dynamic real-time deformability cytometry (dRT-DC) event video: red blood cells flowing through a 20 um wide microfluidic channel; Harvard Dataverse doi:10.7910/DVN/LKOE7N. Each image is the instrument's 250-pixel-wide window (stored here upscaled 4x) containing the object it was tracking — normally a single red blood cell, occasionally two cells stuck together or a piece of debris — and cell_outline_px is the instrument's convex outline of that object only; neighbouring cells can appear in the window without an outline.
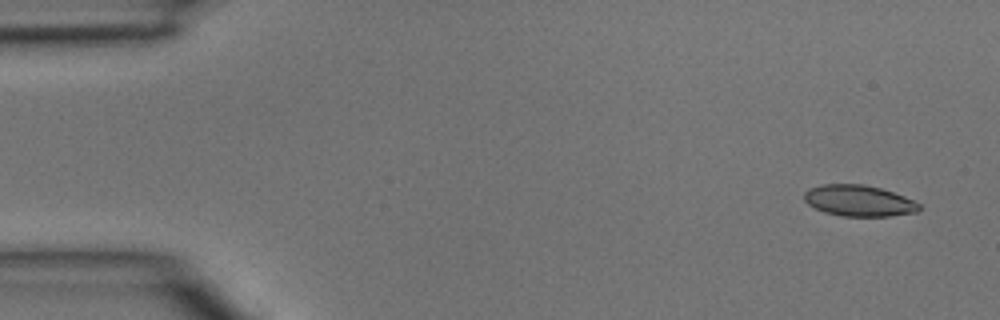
{"species": "common noctule bat (a hibernating species)", "species_latin": "Nyctalus noctula", "temperature_condition": "room temperature", "stored_images_in_passage": 5, "camera_frame_rate_fps": 3000, "um_per_image_px": 0.085, "animal": {"sex": "male", "body_mass_g": 15.6}, "frame": {"image": 1, "passage_image": 1, "time_ms": 0.0, "image_size_px": [1000, 320], "cell_outline_px": [[920, 208], [916, 212], [888, 216], [840, 216], [824, 212], [808, 204], [804, 200], [804, 192], [808, 188], [820, 184], [864, 184], [880, 188], [904, 196], [920, 204]], "centroid_in_image_um": [72.96, 17.05], "position_along_channel_um": 12.0, "area_um2": 20.87}}
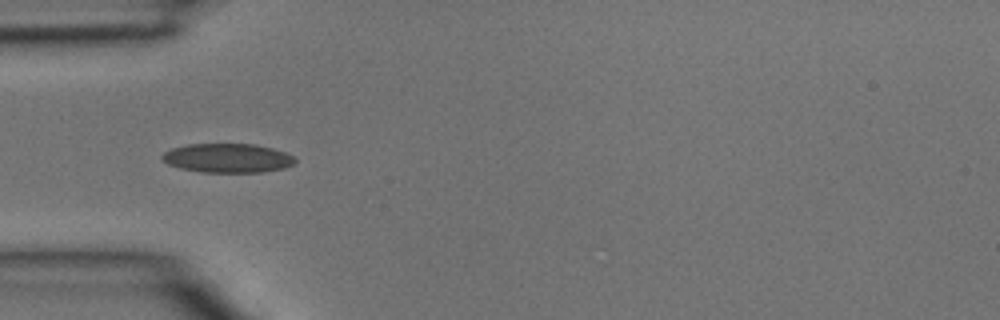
{"frame": {"image": 2, "passage_image": 4, "time_ms": 1.0, "image_size_px": [1000, 320], "cell_outline_px": [[296, 164], [284, 168], [260, 172], [200, 172], [180, 168], [168, 164], [160, 156], [164, 152], [172, 148], [188, 144], [256, 144], [272, 148], [284, 152], [292, 156], [296, 160]], "centroid_in_image_um": [19.35, 13.43], "position_along_channel_um": 65.7, "area_um2": 22.54}}